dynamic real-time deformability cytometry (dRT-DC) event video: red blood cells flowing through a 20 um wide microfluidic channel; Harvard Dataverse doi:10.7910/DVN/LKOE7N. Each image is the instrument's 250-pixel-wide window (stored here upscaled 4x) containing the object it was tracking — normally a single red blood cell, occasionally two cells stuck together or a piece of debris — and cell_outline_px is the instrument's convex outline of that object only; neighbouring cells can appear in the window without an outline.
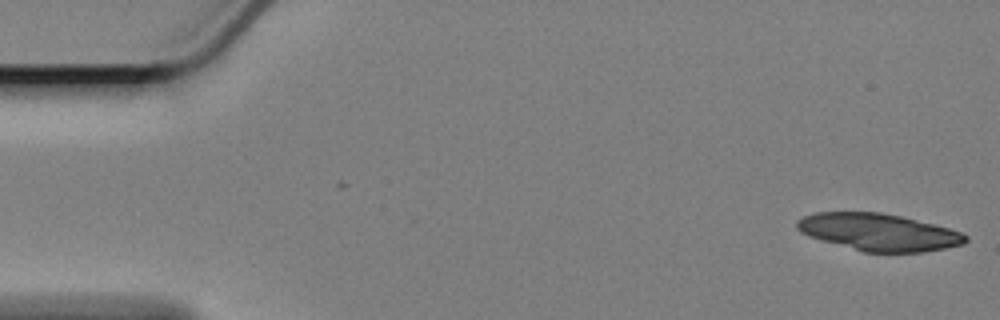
{"species": "Egyptian fruit bat (a non-hibernating species)", "species_latin": "Rousettus aegyptiacus", "temperature_condition": "cold", "stored_images_in_passage": 58, "camera_frame_rate_fps": 3000, "um_per_image_px": 0.085, "animal": {"sex": "female"}, "frame": {"image": 1, "passage_image": 1, "time_ms": 0.0, "image_size_px": [1000, 320], "cell_outline_px": [[968, 240], [964, 244], [924, 252], [864, 252], [808, 236], [800, 232], [796, 228], [796, 220], [804, 216], [816, 212], [880, 212], [900, 216], [948, 228], [960, 232], [968, 236]], "centroid_in_image_um": [74.66, 19.73], "position_along_channel_um": 10.3, "area_um2": 36.24}}
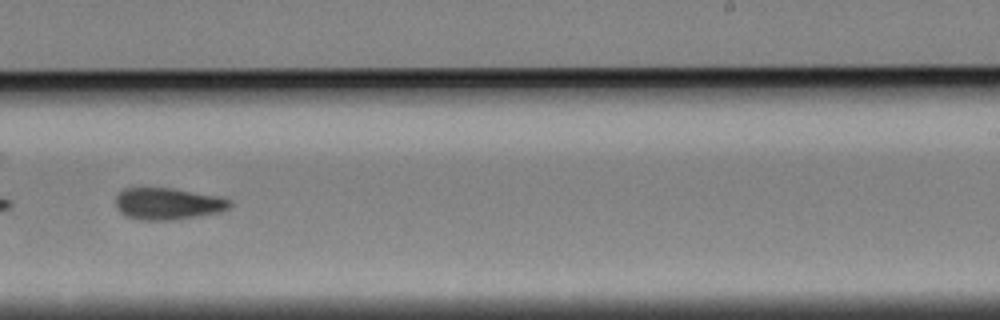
{"frame": {"image": 2, "passage_image": 36, "time_ms": 11.667, "image_size_px": [1000, 320], "cell_outline_px": [[232, 204], [228, 208], [220, 212], [172, 220], [140, 220], [124, 216], [116, 208], [116, 196], [124, 188], [172, 188], [216, 196], [232, 200]], "centroid_in_image_um": [14.23, 17.32], "position_along_channel_um": 274.8, "area_um2": 21.1}}
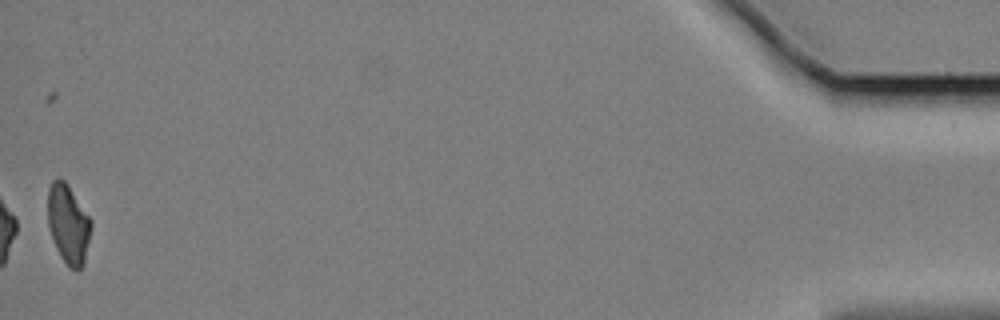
{"frame": {"image": 3, "passage_image": 58, "time_ms": 19.0, "image_size_px": [1000, 320], "cell_outline_px": [[92, 228], [84, 260], [80, 268], [76, 272], [68, 268], [60, 256], [56, 248], [48, 224], [48, 188], [52, 180], [60, 176], [68, 184], [92, 220]], "centroid_in_image_um": [5.8, 19.02], "position_along_channel_um": 429.4, "area_um2": 20.17}, "authors_computed_cell_mechanics": {"area_um2": 21.5016, "velocity_mm_per_s": 3.37, "shape_relaxation_time_tau1_ms": 5.5264, "shape_relaxation_time_tau2_ms": 7.3053, "deformation_change_tau1": 0.1673, "deformation_change_tau2": 0.1569}}